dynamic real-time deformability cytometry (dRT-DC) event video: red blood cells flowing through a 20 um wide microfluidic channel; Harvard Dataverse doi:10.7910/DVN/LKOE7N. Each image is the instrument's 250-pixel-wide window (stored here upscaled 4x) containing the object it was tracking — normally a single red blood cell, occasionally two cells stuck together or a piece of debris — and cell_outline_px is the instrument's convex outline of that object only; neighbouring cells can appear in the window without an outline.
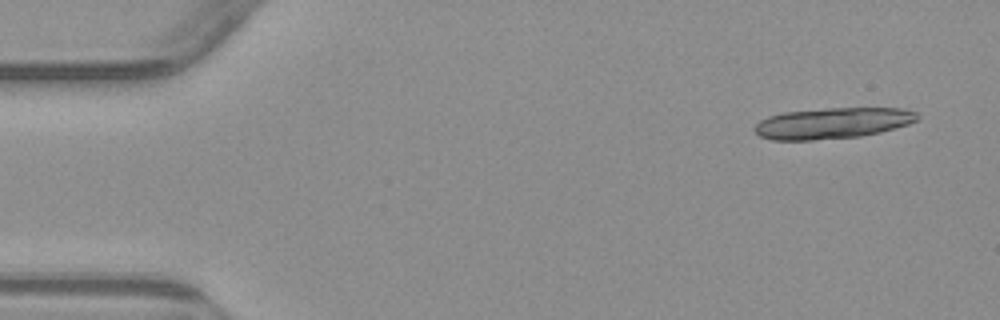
{"species": "common noctule bat (a hibernating species)", "species_latin": "Nyctalus noctula", "temperature_condition": "warm", "stored_images_in_passage": 5, "camera_frame_rate_fps": 3000, "um_per_image_px": 0.085, "animal": {"sex": "male", "body_mass_g": 23.1, "forearm_length_mm": 52.7}, "frame": {"image": 1, "passage_image": 1, "time_ms": 0.0, "image_size_px": [1000, 320], "cell_outline_px": [[920, 116], [916, 120], [908, 124], [880, 132], [860, 136], [812, 140], [772, 140], [760, 136], [752, 128], [760, 120], [768, 116], [784, 112], [828, 108], [904, 108], [916, 112]], "centroid_in_image_um": [70.75, 10.46], "position_along_channel_um": 14.3, "area_um2": 29.36}}
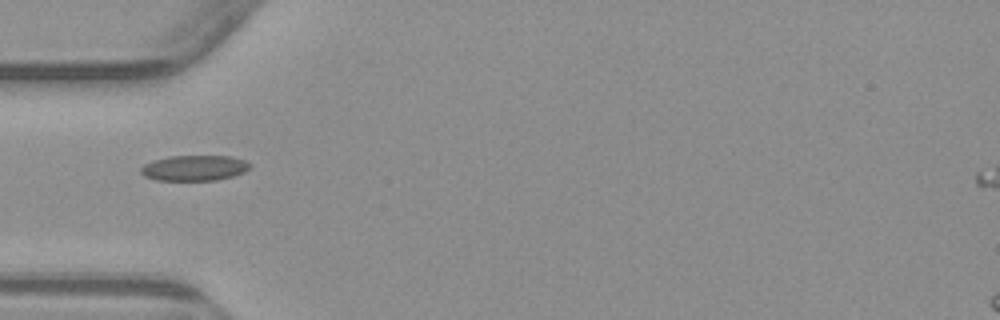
{"frame": {"image": 2, "passage_image": 5, "time_ms": 4.667, "image_size_px": [1000, 320], "cell_outline_px": [[252, 168], [244, 172], [232, 176], [216, 180], [156, 180], [144, 176], [140, 172], [140, 168], [144, 164], [152, 160], [168, 156], [232, 156], [244, 160], [252, 164]], "centroid_in_image_um": [16.52, 14.27], "position_along_channel_um": 68.5, "area_um2": 16.36}}